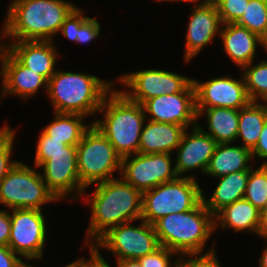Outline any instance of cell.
Returning a JSON list of instances; mask_svg holds the SVG:
<instances>
[{
	"label": "cell",
	"instance_id": "cell-3",
	"mask_svg": "<svg viewBox=\"0 0 267 267\" xmlns=\"http://www.w3.org/2000/svg\"><path fill=\"white\" fill-rule=\"evenodd\" d=\"M114 85L115 80L88 73L56 70L48 80L47 94L53 112L95 117Z\"/></svg>",
	"mask_w": 267,
	"mask_h": 267
},
{
	"label": "cell",
	"instance_id": "cell-21",
	"mask_svg": "<svg viewBox=\"0 0 267 267\" xmlns=\"http://www.w3.org/2000/svg\"><path fill=\"white\" fill-rule=\"evenodd\" d=\"M148 122V123H146ZM186 128L177 124L154 122L146 119L140 136L141 154L170 153L176 150Z\"/></svg>",
	"mask_w": 267,
	"mask_h": 267
},
{
	"label": "cell",
	"instance_id": "cell-1",
	"mask_svg": "<svg viewBox=\"0 0 267 267\" xmlns=\"http://www.w3.org/2000/svg\"><path fill=\"white\" fill-rule=\"evenodd\" d=\"M97 184L94 192L84 197L92 213L84 239V245L88 248L110 228L139 221L142 215V192L139 189L122 178H114Z\"/></svg>",
	"mask_w": 267,
	"mask_h": 267
},
{
	"label": "cell",
	"instance_id": "cell-41",
	"mask_svg": "<svg viewBox=\"0 0 267 267\" xmlns=\"http://www.w3.org/2000/svg\"><path fill=\"white\" fill-rule=\"evenodd\" d=\"M21 258L8 246H0V267H13Z\"/></svg>",
	"mask_w": 267,
	"mask_h": 267
},
{
	"label": "cell",
	"instance_id": "cell-44",
	"mask_svg": "<svg viewBox=\"0 0 267 267\" xmlns=\"http://www.w3.org/2000/svg\"><path fill=\"white\" fill-rule=\"evenodd\" d=\"M266 242L265 248L261 252V256L258 258V267H267V237L264 238Z\"/></svg>",
	"mask_w": 267,
	"mask_h": 267
},
{
	"label": "cell",
	"instance_id": "cell-4",
	"mask_svg": "<svg viewBox=\"0 0 267 267\" xmlns=\"http://www.w3.org/2000/svg\"><path fill=\"white\" fill-rule=\"evenodd\" d=\"M116 89L104 98L98 111L104 116L92 122L106 136L117 154L124 158L138 153L146 115L141 104L130 101Z\"/></svg>",
	"mask_w": 267,
	"mask_h": 267
},
{
	"label": "cell",
	"instance_id": "cell-22",
	"mask_svg": "<svg viewBox=\"0 0 267 267\" xmlns=\"http://www.w3.org/2000/svg\"><path fill=\"white\" fill-rule=\"evenodd\" d=\"M251 150L233 143L217 144L205 176L219 178L230 173L249 171L253 166Z\"/></svg>",
	"mask_w": 267,
	"mask_h": 267
},
{
	"label": "cell",
	"instance_id": "cell-31",
	"mask_svg": "<svg viewBox=\"0 0 267 267\" xmlns=\"http://www.w3.org/2000/svg\"><path fill=\"white\" fill-rule=\"evenodd\" d=\"M37 148L35 152L34 164L37 169L42 163L50 159L51 154L58 152H77L76 146L67 145L60 140L52 139L47 136L42 130L38 137Z\"/></svg>",
	"mask_w": 267,
	"mask_h": 267
},
{
	"label": "cell",
	"instance_id": "cell-2",
	"mask_svg": "<svg viewBox=\"0 0 267 267\" xmlns=\"http://www.w3.org/2000/svg\"><path fill=\"white\" fill-rule=\"evenodd\" d=\"M77 6L67 0H11L0 36L11 41H53Z\"/></svg>",
	"mask_w": 267,
	"mask_h": 267
},
{
	"label": "cell",
	"instance_id": "cell-20",
	"mask_svg": "<svg viewBox=\"0 0 267 267\" xmlns=\"http://www.w3.org/2000/svg\"><path fill=\"white\" fill-rule=\"evenodd\" d=\"M219 37L227 56L240 69L255 61L257 47L267 51V43L236 23L222 24Z\"/></svg>",
	"mask_w": 267,
	"mask_h": 267
},
{
	"label": "cell",
	"instance_id": "cell-26",
	"mask_svg": "<svg viewBox=\"0 0 267 267\" xmlns=\"http://www.w3.org/2000/svg\"><path fill=\"white\" fill-rule=\"evenodd\" d=\"M267 119V102L250 101L239 109L238 135L242 146L253 150Z\"/></svg>",
	"mask_w": 267,
	"mask_h": 267
},
{
	"label": "cell",
	"instance_id": "cell-43",
	"mask_svg": "<svg viewBox=\"0 0 267 267\" xmlns=\"http://www.w3.org/2000/svg\"><path fill=\"white\" fill-rule=\"evenodd\" d=\"M258 236L262 238L267 237V206L260 211Z\"/></svg>",
	"mask_w": 267,
	"mask_h": 267
},
{
	"label": "cell",
	"instance_id": "cell-23",
	"mask_svg": "<svg viewBox=\"0 0 267 267\" xmlns=\"http://www.w3.org/2000/svg\"><path fill=\"white\" fill-rule=\"evenodd\" d=\"M260 211L248 200L242 198L229 204L214 216V230L221 226L237 232H254L258 235ZM220 224V226H219Z\"/></svg>",
	"mask_w": 267,
	"mask_h": 267
},
{
	"label": "cell",
	"instance_id": "cell-34",
	"mask_svg": "<svg viewBox=\"0 0 267 267\" xmlns=\"http://www.w3.org/2000/svg\"><path fill=\"white\" fill-rule=\"evenodd\" d=\"M249 0H224L218 7L222 24L236 23L243 15Z\"/></svg>",
	"mask_w": 267,
	"mask_h": 267
},
{
	"label": "cell",
	"instance_id": "cell-11",
	"mask_svg": "<svg viewBox=\"0 0 267 267\" xmlns=\"http://www.w3.org/2000/svg\"><path fill=\"white\" fill-rule=\"evenodd\" d=\"M8 247L21 259L38 261L44 255L47 239L46 218L42 210L11 209Z\"/></svg>",
	"mask_w": 267,
	"mask_h": 267
},
{
	"label": "cell",
	"instance_id": "cell-9",
	"mask_svg": "<svg viewBox=\"0 0 267 267\" xmlns=\"http://www.w3.org/2000/svg\"><path fill=\"white\" fill-rule=\"evenodd\" d=\"M132 225L128 222L110 228L90 248L110 251L116 260L138 259L153 253L160 247L154 226L144 220Z\"/></svg>",
	"mask_w": 267,
	"mask_h": 267
},
{
	"label": "cell",
	"instance_id": "cell-36",
	"mask_svg": "<svg viewBox=\"0 0 267 267\" xmlns=\"http://www.w3.org/2000/svg\"><path fill=\"white\" fill-rule=\"evenodd\" d=\"M216 250L182 257V267H221Z\"/></svg>",
	"mask_w": 267,
	"mask_h": 267
},
{
	"label": "cell",
	"instance_id": "cell-40",
	"mask_svg": "<svg viewBox=\"0 0 267 267\" xmlns=\"http://www.w3.org/2000/svg\"><path fill=\"white\" fill-rule=\"evenodd\" d=\"M89 253V259L82 256V258L80 257L76 259L65 267H99L103 262L99 258L98 254L92 248H89Z\"/></svg>",
	"mask_w": 267,
	"mask_h": 267
},
{
	"label": "cell",
	"instance_id": "cell-35",
	"mask_svg": "<svg viewBox=\"0 0 267 267\" xmlns=\"http://www.w3.org/2000/svg\"><path fill=\"white\" fill-rule=\"evenodd\" d=\"M83 14V9L77 6L62 24L59 33H62L68 41L76 43L77 28L88 18V16H83Z\"/></svg>",
	"mask_w": 267,
	"mask_h": 267
},
{
	"label": "cell",
	"instance_id": "cell-48",
	"mask_svg": "<svg viewBox=\"0 0 267 267\" xmlns=\"http://www.w3.org/2000/svg\"><path fill=\"white\" fill-rule=\"evenodd\" d=\"M99 267H108L106 264L102 263Z\"/></svg>",
	"mask_w": 267,
	"mask_h": 267
},
{
	"label": "cell",
	"instance_id": "cell-39",
	"mask_svg": "<svg viewBox=\"0 0 267 267\" xmlns=\"http://www.w3.org/2000/svg\"><path fill=\"white\" fill-rule=\"evenodd\" d=\"M11 219L10 212L0 210V246H8L10 238Z\"/></svg>",
	"mask_w": 267,
	"mask_h": 267
},
{
	"label": "cell",
	"instance_id": "cell-28",
	"mask_svg": "<svg viewBox=\"0 0 267 267\" xmlns=\"http://www.w3.org/2000/svg\"><path fill=\"white\" fill-rule=\"evenodd\" d=\"M254 61L244 66L242 75L250 101L267 102V60ZM244 70V71H243Z\"/></svg>",
	"mask_w": 267,
	"mask_h": 267
},
{
	"label": "cell",
	"instance_id": "cell-10",
	"mask_svg": "<svg viewBox=\"0 0 267 267\" xmlns=\"http://www.w3.org/2000/svg\"><path fill=\"white\" fill-rule=\"evenodd\" d=\"M118 77L115 81L128 88L120 91L130 101L141 105L156 96L183 92L193 79L173 71L153 68L125 73Z\"/></svg>",
	"mask_w": 267,
	"mask_h": 267
},
{
	"label": "cell",
	"instance_id": "cell-47",
	"mask_svg": "<svg viewBox=\"0 0 267 267\" xmlns=\"http://www.w3.org/2000/svg\"><path fill=\"white\" fill-rule=\"evenodd\" d=\"M216 7H218L224 0H210Z\"/></svg>",
	"mask_w": 267,
	"mask_h": 267
},
{
	"label": "cell",
	"instance_id": "cell-7",
	"mask_svg": "<svg viewBox=\"0 0 267 267\" xmlns=\"http://www.w3.org/2000/svg\"><path fill=\"white\" fill-rule=\"evenodd\" d=\"M198 180L178 177L142 192L141 219L153 225L158 219L173 213L196 208L202 202Z\"/></svg>",
	"mask_w": 267,
	"mask_h": 267
},
{
	"label": "cell",
	"instance_id": "cell-30",
	"mask_svg": "<svg viewBox=\"0 0 267 267\" xmlns=\"http://www.w3.org/2000/svg\"><path fill=\"white\" fill-rule=\"evenodd\" d=\"M253 168L249 170L244 198L261 211L267 206V165L261 164L258 168Z\"/></svg>",
	"mask_w": 267,
	"mask_h": 267
},
{
	"label": "cell",
	"instance_id": "cell-6",
	"mask_svg": "<svg viewBox=\"0 0 267 267\" xmlns=\"http://www.w3.org/2000/svg\"><path fill=\"white\" fill-rule=\"evenodd\" d=\"M76 148L79 180L86 189L91 185L95 186L97 183L116 178L115 172L120 176L122 158L93 123Z\"/></svg>",
	"mask_w": 267,
	"mask_h": 267
},
{
	"label": "cell",
	"instance_id": "cell-18",
	"mask_svg": "<svg viewBox=\"0 0 267 267\" xmlns=\"http://www.w3.org/2000/svg\"><path fill=\"white\" fill-rule=\"evenodd\" d=\"M187 130L189 129L185 130L176 149L175 170L178 177L198 180L197 176L191 172L199 169L201 174H205L217 142L198 125L193 127L192 133ZM189 171L191 175H185Z\"/></svg>",
	"mask_w": 267,
	"mask_h": 267
},
{
	"label": "cell",
	"instance_id": "cell-32",
	"mask_svg": "<svg viewBox=\"0 0 267 267\" xmlns=\"http://www.w3.org/2000/svg\"><path fill=\"white\" fill-rule=\"evenodd\" d=\"M16 130L8 124L0 129V184L9 170L18 162L11 159Z\"/></svg>",
	"mask_w": 267,
	"mask_h": 267
},
{
	"label": "cell",
	"instance_id": "cell-19",
	"mask_svg": "<svg viewBox=\"0 0 267 267\" xmlns=\"http://www.w3.org/2000/svg\"><path fill=\"white\" fill-rule=\"evenodd\" d=\"M53 41H0L4 47L25 67L42 75L47 81L56 72L54 65L61 56ZM60 54V55H59Z\"/></svg>",
	"mask_w": 267,
	"mask_h": 267
},
{
	"label": "cell",
	"instance_id": "cell-29",
	"mask_svg": "<svg viewBox=\"0 0 267 267\" xmlns=\"http://www.w3.org/2000/svg\"><path fill=\"white\" fill-rule=\"evenodd\" d=\"M236 24L257 34L267 43V0H249Z\"/></svg>",
	"mask_w": 267,
	"mask_h": 267
},
{
	"label": "cell",
	"instance_id": "cell-13",
	"mask_svg": "<svg viewBox=\"0 0 267 267\" xmlns=\"http://www.w3.org/2000/svg\"><path fill=\"white\" fill-rule=\"evenodd\" d=\"M142 107L147 115L146 119L154 122L177 124L186 129L198 124L193 83L183 92L150 98L142 104Z\"/></svg>",
	"mask_w": 267,
	"mask_h": 267
},
{
	"label": "cell",
	"instance_id": "cell-42",
	"mask_svg": "<svg viewBox=\"0 0 267 267\" xmlns=\"http://www.w3.org/2000/svg\"><path fill=\"white\" fill-rule=\"evenodd\" d=\"M99 258L102 260L104 264H106L108 267H111L109 263L106 262V260L101 255L100 251H95ZM117 267H141L139 261L137 259H120L116 260Z\"/></svg>",
	"mask_w": 267,
	"mask_h": 267
},
{
	"label": "cell",
	"instance_id": "cell-27",
	"mask_svg": "<svg viewBox=\"0 0 267 267\" xmlns=\"http://www.w3.org/2000/svg\"><path fill=\"white\" fill-rule=\"evenodd\" d=\"M85 117L79 114L54 112L53 122L45 126L42 131L52 139L60 140L67 145L77 146L86 130L93 123L91 122L89 125L83 123Z\"/></svg>",
	"mask_w": 267,
	"mask_h": 267
},
{
	"label": "cell",
	"instance_id": "cell-16",
	"mask_svg": "<svg viewBox=\"0 0 267 267\" xmlns=\"http://www.w3.org/2000/svg\"><path fill=\"white\" fill-rule=\"evenodd\" d=\"M192 8L185 36V63L200 54L207 45L212 44L216 35H220L222 27L217 7L210 0H200Z\"/></svg>",
	"mask_w": 267,
	"mask_h": 267
},
{
	"label": "cell",
	"instance_id": "cell-45",
	"mask_svg": "<svg viewBox=\"0 0 267 267\" xmlns=\"http://www.w3.org/2000/svg\"><path fill=\"white\" fill-rule=\"evenodd\" d=\"M156 2H191V3H196V2H198V1H200V0H155Z\"/></svg>",
	"mask_w": 267,
	"mask_h": 267
},
{
	"label": "cell",
	"instance_id": "cell-17",
	"mask_svg": "<svg viewBox=\"0 0 267 267\" xmlns=\"http://www.w3.org/2000/svg\"><path fill=\"white\" fill-rule=\"evenodd\" d=\"M1 96H18L29 99L40 88L47 93L48 81L37 72L22 65L4 46L0 45Z\"/></svg>",
	"mask_w": 267,
	"mask_h": 267
},
{
	"label": "cell",
	"instance_id": "cell-38",
	"mask_svg": "<svg viewBox=\"0 0 267 267\" xmlns=\"http://www.w3.org/2000/svg\"><path fill=\"white\" fill-rule=\"evenodd\" d=\"M251 152L253 160L254 158L261 159V161H263L261 164L267 165V119L263 126L259 140Z\"/></svg>",
	"mask_w": 267,
	"mask_h": 267
},
{
	"label": "cell",
	"instance_id": "cell-12",
	"mask_svg": "<svg viewBox=\"0 0 267 267\" xmlns=\"http://www.w3.org/2000/svg\"><path fill=\"white\" fill-rule=\"evenodd\" d=\"M171 155L170 153H136L124 157L121 161L120 178L141 192L176 180L178 175Z\"/></svg>",
	"mask_w": 267,
	"mask_h": 267
},
{
	"label": "cell",
	"instance_id": "cell-8",
	"mask_svg": "<svg viewBox=\"0 0 267 267\" xmlns=\"http://www.w3.org/2000/svg\"><path fill=\"white\" fill-rule=\"evenodd\" d=\"M59 202L48 189L41 173L18 161L0 184V204L11 209L43 210L47 203Z\"/></svg>",
	"mask_w": 267,
	"mask_h": 267
},
{
	"label": "cell",
	"instance_id": "cell-33",
	"mask_svg": "<svg viewBox=\"0 0 267 267\" xmlns=\"http://www.w3.org/2000/svg\"><path fill=\"white\" fill-rule=\"evenodd\" d=\"M174 255L178 256L175 261H172ZM137 260L141 267H182V257L163 246H160L153 253L140 257Z\"/></svg>",
	"mask_w": 267,
	"mask_h": 267
},
{
	"label": "cell",
	"instance_id": "cell-37",
	"mask_svg": "<svg viewBox=\"0 0 267 267\" xmlns=\"http://www.w3.org/2000/svg\"><path fill=\"white\" fill-rule=\"evenodd\" d=\"M100 23L92 17H88L78 28L76 43L87 44L100 36Z\"/></svg>",
	"mask_w": 267,
	"mask_h": 267
},
{
	"label": "cell",
	"instance_id": "cell-14",
	"mask_svg": "<svg viewBox=\"0 0 267 267\" xmlns=\"http://www.w3.org/2000/svg\"><path fill=\"white\" fill-rule=\"evenodd\" d=\"M192 83L195 89L196 108L221 107L239 110L250 102L242 74L236 79L225 75L209 79L204 83L192 79Z\"/></svg>",
	"mask_w": 267,
	"mask_h": 267
},
{
	"label": "cell",
	"instance_id": "cell-15",
	"mask_svg": "<svg viewBox=\"0 0 267 267\" xmlns=\"http://www.w3.org/2000/svg\"><path fill=\"white\" fill-rule=\"evenodd\" d=\"M44 182L48 189L61 201L73 194L72 200L79 201L86 188L81 184L77 168V152H58L42 163ZM79 198V199H78Z\"/></svg>",
	"mask_w": 267,
	"mask_h": 267
},
{
	"label": "cell",
	"instance_id": "cell-24",
	"mask_svg": "<svg viewBox=\"0 0 267 267\" xmlns=\"http://www.w3.org/2000/svg\"><path fill=\"white\" fill-rule=\"evenodd\" d=\"M198 121L201 116H206V131L198 122V126L209 134L217 144L234 143L238 135L239 110L213 107L196 108Z\"/></svg>",
	"mask_w": 267,
	"mask_h": 267
},
{
	"label": "cell",
	"instance_id": "cell-25",
	"mask_svg": "<svg viewBox=\"0 0 267 267\" xmlns=\"http://www.w3.org/2000/svg\"><path fill=\"white\" fill-rule=\"evenodd\" d=\"M216 179L219 182L209 199L202 191V202L213 216L234 201L244 198L249 171L230 173Z\"/></svg>",
	"mask_w": 267,
	"mask_h": 267
},
{
	"label": "cell",
	"instance_id": "cell-5",
	"mask_svg": "<svg viewBox=\"0 0 267 267\" xmlns=\"http://www.w3.org/2000/svg\"><path fill=\"white\" fill-rule=\"evenodd\" d=\"M160 246L180 254L206 253L215 250L213 245L205 252L206 242L214 230V216L201 202L196 208L182 213L168 214L154 224Z\"/></svg>",
	"mask_w": 267,
	"mask_h": 267
},
{
	"label": "cell",
	"instance_id": "cell-46",
	"mask_svg": "<svg viewBox=\"0 0 267 267\" xmlns=\"http://www.w3.org/2000/svg\"><path fill=\"white\" fill-rule=\"evenodd\" d=\"M13 267H35L31 265L30 263H27L24 261V259H21L15 266Z\"/></svg>",
	"mask_w": 267,
	"mask_h": 267
}]
</instances>
